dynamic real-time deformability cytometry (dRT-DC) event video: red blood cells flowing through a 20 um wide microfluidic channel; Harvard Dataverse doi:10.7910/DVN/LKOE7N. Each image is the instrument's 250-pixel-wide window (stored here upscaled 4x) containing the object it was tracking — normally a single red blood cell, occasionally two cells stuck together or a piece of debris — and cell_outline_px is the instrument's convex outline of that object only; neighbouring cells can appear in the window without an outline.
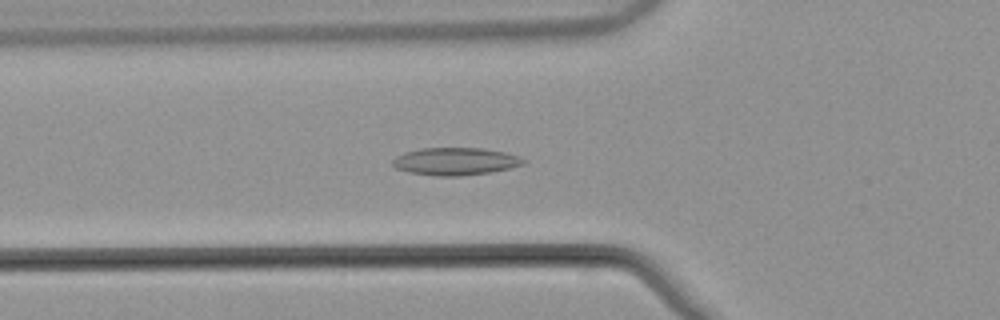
{"species": "common noctule bat (a hibernating species)", "species_latin": "Nyctalus noctula", "temperature_condition": "warm", "stored_images_in_passage": 54, "camera_frame_rate_fps": 3000, "um_per_image_px": 0.085, "animal": {"sex": "male", "body_mass_g": 21.5, "forearm_length_mm": 52.0}, "frame": {"image": 1, "passage_image": 20, "time_ms": 6.333, "image_size_px": [1000, 320], "cell_outline_px": [[528, 160], [524, 164], [508, 168], [488, 172], [460, 176], [436, 176], [408, 172], [396, 168], [392, 164], [392, 160], [396, 156], [404, 152], [420, 148], [484, 148], [508, 152]], "centroid_in_image_um": [38.71, 13.7], "position_along_channel_um": 87.1, "area_um2": 21.1}}
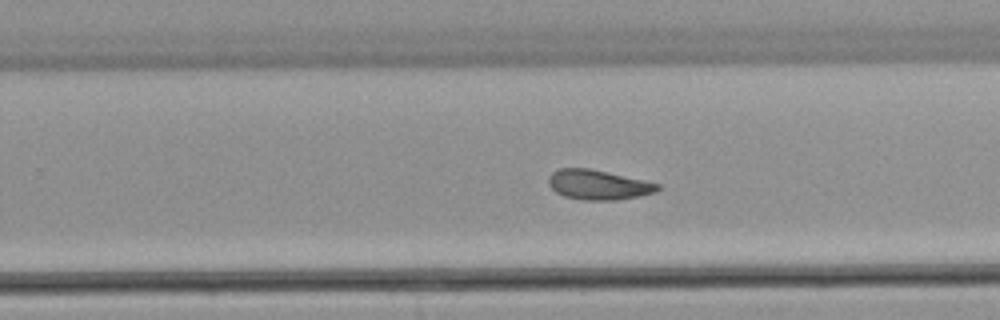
{"frame": {"image": 2, "passage_image": 35, "time_ms": 11.333, "image_size_px": [1000, 320], "cell_outline_px": [[660, 188], [656, 192], [640, 196], [616, 200], [580, 200], [564, 196], [556, 192], [548, 184], [548, 176], [552, 172], [560, 168], [588, 168], [644, 180], [660, 184]], "centroid_in_image_um": [50.84, 15.71], "position_along_channel_um": 279.0, "area_um2": 18.96}}
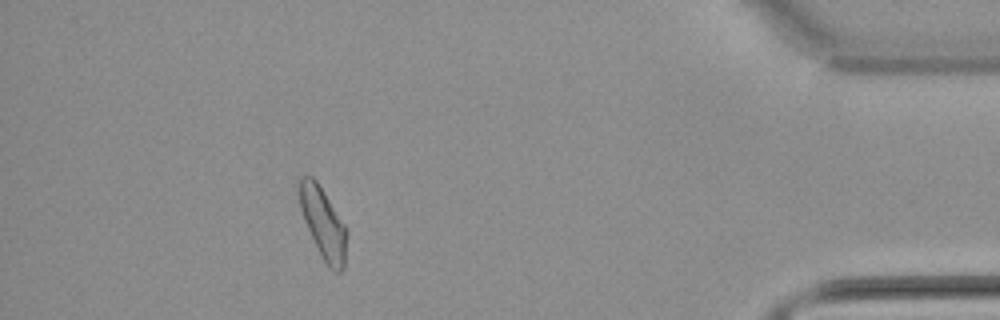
{"frame": {"image": 3, "passage_image": 49, "time_ms": 16.0, "image_size_px": [1000, 320], "cell_outline_px": [[348, 232], [344, 268], [340, 272], [332, 272], [328, 268], [304, 220], [300, 208], [296, 188], [296, 180], [300, 176], [312, 176], [316, 180], [344, 224]], "centroid_in_image_um": [27.44, 18.94], "position_along_channel_um": 407.8, "area_um2": 19.77}, "authors_computed_cell_mechanics": {"area_um2": 19.9699, "velocity_mm_per_s": 3.8348, "shape_relaxation_time_tau1_ms": null, "shape_relaxation_time_tau2_ms": 6.2583, "deformation_change_tau1": null, "deformation_change_tau2": 0.1294}}